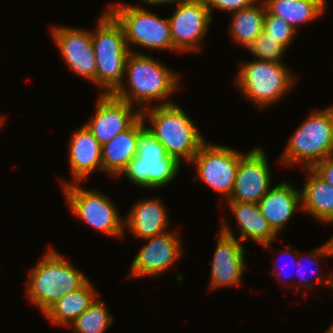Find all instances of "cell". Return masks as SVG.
I'll list each match as a JSON object with an SVG mask.
<instances>
[{"label": "cell", "instance_id": "6da1fadb", "mask_svg": "<svg viewBox=\"0 0 333 333\" xmlns=\"http://www.w3.org/2000/svg\"><path fill=\"white\" fill-rule=\"evenodd\" d=\"M124 75H127L129 87L121 84L112 94L131 105H138L140 111L152 106L154 101L160 100L158 105L175 103L170 97L179 88L178 75L149 54L130 52Z\"/></svg>", "mask_w": 333, "mask_h": 333}, {"label": "cell", "instance_id": "7a4b0ae2", "mask_svg": "<svg viewBox=\"0 0 333 333\" xmlns=\"http://www.w3.org/2000/svg\"><path fill=\"white\" fill-rule=\"evenodd\" d=\"M141 118L151 127L146 130L164 147L167 155L175 157L180 163L188 164L206 142L192 121L179 104L152 105L141 110ZM183 158V159H182Z\"/></svg>", "mask_w": 333, "mask_h": 333}, {"label": "cell", "instance_id": "3957f363", "mask_svg": "<svg viewBox=\"0 0 333 333\" xmlns=\"http://www.w3.org/2000/svg\"><path fill=\"white\" fill-rule=\"evenodd\" d=\"M88 281L80 269L51 247L30 270L26 295L44 314L63 295L80 289Z\"/></svg>", "mask_w": 333, "mask_h": 333}, {"label": "cell", "instance_id": "277c9868", "mask_svg": "<svg viewBox=\"0 0 333 333\" xmlns=\"http://www.w3.org/2000/svg\"><path fill=\"white\" fill-rule=\"evenodd\" d=\"M97 29L92 32V47L96 60L95 85L102 93H113L123 84L125 63L132 48H128L122 26L107 11L98 18Z\"/></svg>", "mask_w": 333, "mask_h": 333}, {"label": "cell", "instance_id": "5b68a950", "mask_svg": "<svg viewBox=\"0 0 333 333\" xmlns=\"http://www.w3.org/2000/svg\"><path fill=\"white\" fill-rule=\"evenodd\" d=\"M333 156V105L315 110L290 136L280 161L282 165L312 168Z\"/></svg>", "mask_w": 333, "mask_h": 333}, {"label": "cell", "instance_id": "8992f818", "mask_svg": "<svg viewBox=\"0 0 333 333\" xmlns=\"http://www.w3.org/2000/svg\"><path fill=\"white\" fill-rule=\"evenodd\" d=\"M284 63L252 60L240 63L235 84L245 99L260 109L276 103L290 92L298 79Z\"/></svg>", "mask_w": 333, "mask_h": 333}, {"label": "cell", "instance_id": "52a82bcc", "mask_svg": "<svg viewBox=\"0 0 333 333\" xmlns=\"http://www.w3.org/2000/svg\"><path fill=\"white\" fill-rule=\"evenodd\" d=\"M181 163L167 155L162 144L146 129L139 135L136 157L122 173L130 182L145 189H158L171 183Z\"/></svg>", "mask_w": 333, "mask_h": 333}, {"label": "cell", "instance_id": "ba28073f", "mask_svg": "<svg viewBox=\"0 0 333 333\" xmlns=\"http://www.w3.org/2000/svg\"><path fill=\"white\" fill-rule=\"evenodd\" d=\"M108 8L107 11L122 26L128 48L133 44L147 49L174 51L168 18L159 17L139 5L115 3Z\"/></svg>", "mask_w": 333, "mask_h": 333}, {"label": "cell", "instance_id": "9c48e42d", "mask_svg": "<svg viewBox=\"0 0 333 333\" xmlns=\"http://www.w3.org/2000/svg\"><path fill=\"white\" fill-rule=\"evenodd\" d=\"M60 183L68 207L76 218L112 238H123L124 221L115 204L105 194L83 188L79 183L64 180Z\"/></svg>", "mask_w": 333, "mask_h": 333}, {"label": "cell", "instance_id": "30bf717a", "mask_svg": "<svg viewBox=\"0 0 333 333\" xmlns=\"http://www.w3.org/2000/svg\"><path fill=\"white\" fill-rule=\"evenodd\" d=\"M244 153L228 146L205 142L190 162L197 166L195 181H203L211 189L230 199L239 161Z\"/></svg>", "mask_w": 333, "mask_h": 333}, {"label": "cell", "instance_id": "8fae6325", "mask_svg": "<svg viewBox=\"0 0 333 333\" xmlns=\"http://www.w3.org/2000/svg\"><path fill=\"white\" fill-rule=\"evenodd\" d=\"M169 17L174 50L198 52L213 18L205 0H185Z\"/></svg>", "mask_w": 333, "mask_h": 333}, {"label": "cell", "instance_id": "7c38bea8", "mask_svg": "<svg viewBox=\"0 0 333 333\" xmlns=\"http://www.w3.org/2000/svg\"><path fill=\"white\" fill-rule=\"evenodd\" d=\"M233 232L228 224L222 221L213 260L209 261L212 265L209 290L241 284L244 268L247 266L244 258L247 252Z\"/></svg>", "mask_w": 333, "mask_h": 333}, {"label": "cell", "instance_id": "4fadbf2b", "mask_svg": "<svg viewBox=\"0 0 333 333\" xmlns=\"http://www.w3.org/2000/svg\"><path fill=\"white\" fill-rule=\"evenodd\" d=\"M267 154L255 147L241 156L232 195L227 202L258 204L271 188Z\"/></svg>", "mask_w": 333, "mask_h": 333}, {"label": "cell", "instance_id": "5bb4252c", "mask_svg": "<svg viewBox=\"0 0 333 333\" xmlns=\"http://www.w3.org/2000/svg\"><path fill=\"white\" fill-rule=\"evenodd\" d=\"M148 243L140 248L129 270L131 277H158L173 266L183 255L180 237L168 230L147 238Z\"/></svg>", "mask_w": 333, "mask_h": 333}, {"label": "cell", "instance_id": "9a60e30c", "mask_svg": "<svg viewBox=\"0 0 333 333\" xmlns=\"http://www.w3.org/2000/svg\"><path fill=\"white\" fill-rule=\"evenodd\" d=\"M50 32L67 66L77 76L95 85L96 60L91 31L58 25L53 26Z\"/></svg>", "mask_w": 333, "mask_h": 333}, {"label": "cell", "instance_id": "2e32d148", "mask_svg": "<svg viewBox=\"0 0 333 333\" xmlns=\"http://www.w3.org/2000/svg\"><path fill=\"white\" fill-rule=\"evenodd\" d=\"M98 98L94 116L84 125L103 146L127 130L141 116V111L137 107L133 110V105L112 93H101Z\"/></svg>", "mask_w": 333, "mask_h": 333}, {"label": "cell", "instance_id": "e0dca14e", "mask_svg": "<svg viewBox=\"0 0 333 333\" xmlns=\"http://www.w3.org/2000/svg\"><path fill=\"white\" fill-rule=\"evenodd\" d=\"M258 205L273 231L279 234L296 210L301 209V193L290 182L283 181L270 188Z\"/></svg>", "mask_w": 333, "mask_h": 333}, {"label": "cell", "instance_id": "ac0fdd59", "mask_svg": "<svg viewBox=\"0 0 333 333\" xmlns=\"http://www.w3.org/2000/svg\"><path fill=\"white\" fill-rule=\"evenodd\" d=\"M141 116L125 131L102 146V172L119 177L136 157L139 135L146 129Z\"/></svg>", "mask_w": 333, "mask_h": 333}, {"label": "cell", "instance_id": "d6986e66", "mask_svg": "<svg viewBox=\"0 0 333 333\" xmlns=\"http://www.w3.org/2000/svg\"><path fill=\"white\" fill-rule=\"evenodd\" d=\"M69 166L74 183H80L92 172H102V145L83 125L69 139Z\"/></svg>", "mask_w": 333, "mask_h": 333}, {"label": "cell", "instance_id": "ffe728a7", "mask_svg": "<svg viewBox=\"0 0 333 333\" xmlns=\"http://www.w3.org/2000/svg\"><path fill=\"white\" fill-rule=\"evenodd\" d=\"M169 216L159 196L135 202L124 220V228L134 236L147 239L167 231Z\"/></svg>", "mask_w": 333, "mask_h": 333}, {"label": "cell", "instance_id": "44dd1931", "mask_svg": "<svg viewBox=\"0 0 333 333\" xmlns=\"http://www.w3.org/2000/svg\"><path fill=\"white\" fill-rule=\"evenodd\" d=\"M229 208L235 215L239 241L253 240L265 249H269L277 234L269 225L260 211L259 205L254 203L228 202Z\"/></svg>", "mask_w": 333, "mask_h": 333}, {"label": "cell", "instance_id": "7402d4cb", "mask_svg": "<svg viewBox=\"0 0 333 333\" xmlns=\"http://www.w3.org/2000/svg\"><path fill=\"white\" fill-rule=\"evenodd\" d=\"M304 170L308 174L300 191L301 210L327 224L333 221V186L320 178L311 168Z\"/></svg>", "mask_w": 333, "mask_h": 333}, {"label": "cell", "instance_id": "603a6c76", "mask_svg": "<svg viewBox=\"0 0 333 333\" xmlns=\"http://www.w3.org/2000/svg\"><path fill=\"white\" fill-rule=\"evenodd\" d=\"M97 298V292L90 281L83 287L63 295L43 315L52 324L69 326Z\"/></svg>", "mask_w": 333, "mask_h": 333}, {"label": "cell", "instance_id": "cb8c5ba5", "mask_svg": "<svg viewBox=\"0 0 333 333\" xmlns=\"http://www.w3.org/2000/svg\"><path fill=\"white\" fill-rule=\"evenodd\" d=\"M267 10L284 19L295 30L299 24L308 23L323 15L326 0H263Z\"/></svg>", "mask_w": 333, "mask_h": 333}, {"label": "cell", "instance_id": "d4e9b609", "mask_svg": "<svg viewBox=\"0 0 333 333\" xmlns=\"http://www.w3.org/2000/svg\"><path fill=\"white\" fill-rule=\"evenodd\" d=\"M266 9L264 1L258 0L248 7L231 13L229 34L237 44L248 48L252 41L263 31Z\"/></svg>", "mask_w": 333, "mask_h": 333}, {"label": "cell", "instance_id": "484cf974", "mask_svg": "<svg viewBox=\"0 0 333 333\" xmlns=\"http://www.w3.org/2000/svg\"><path fill=\"white\" fill-rule=\"evenodd\" d=\"M114 318L105 304L95 298L90 306L83 311L68 327L75 333H104Z\"/></svg>", "mask_w": 333, "mask_h": 333}, {"label": "cell", "instance_id": "4316f807", "mask_svg": "<svg viewBox=\"0 0 333 333\" xmlns=\"http://www.w3.org/2000/svg\"><path fill=\"white\" fill-rule=\"evenodd\" d=\"M250 51L258 60L283 63L280 59L287 49L270 35L262 31L248 46Z\"/></svg>", "mask_w": 333, "mask_h": 333}, {"label": "cell", "instance_id": "83f0119b", "mask_svg": "<svg viewBox=\"0 0 333 333\" xmlns=\"http://www.w3.org/2000/svg\"><path fill=\"white\" fill-rule=\"evenodd\" d=\"M263 31L273 39L279 40L286 49L291 45L296 33V30L284 19L271 14L267 9L263 21Z\"/></svg>", "mask_w": 333, "mask_h": 333}, {"label": "cell", "instance_id": "f1b7e54d", "mask_svg": "<svg viewBox=\"0 0 333 333\" xmlns=\"http://www.w3.org/2000/svg\"><path fill=\"white\" fill-rule=\"evenodd\" d=\"M303 255H305V256H307L308 257V260H309V262H313V263H316V264H318L319 263V261H320V259H322L323 257L325 258H327L328 256H327V254H326V251H325V248H324V246H323V244L319 247V248H316L315 250H312V252H310L309 254H307V253H305V254H303ZM301 257H299V261L300 260H303V258H302V255H300ZM308 260H305V261H308ZM296 261V269L297 270H300L299 271V273L298 274H300V276H301V284H300V282H298V284H296L295 286H296V289H301L302 287L304 288V289H306V290H310L311 288H312V282L310 283V281H308V279L310 278V279H312L313 281H314V279L316 280V282L320 285V284H322L323 283V281L325 282V285H326V283H327V285L329 286V287H331L332 288V274L333 273H329L328 274V278L326 277L325 279L323 278V276L322 275H318V274H315V275H313V276H307L306 275V269L304 268V267H306V264L304 265L303 263H301V262H303V261ZM299 262V263H298ZM303 264V265H302ZM310 265V264H309ZM308 265V266H309ZM304 268V269H303ZM302 269V270H301ZM310 269H311V273H312V270H313V267H311L310 266ZM305 270V271H304ZM303 271H304V273H303ZM317 275V276H316ZM308 277V278H307ZM323 279V280H322ZM326 280V281H325ZM305 282V283H304Z\"/></svg>", "mask_w": 333, "mask_h": 333}, {"label": "cell", "instance_id": "f546056e", "mask_svg": "<svg viewBox=\"0 0 333 333\" xmlns=\"http://www.w3.org/2000/svg\"><path fill=\"white\" fill-rule=\"evenodd\" d=\"M210 14L213 18V10L218 9L221 11H227L230 13L241 10L242 8L248 7L258 0H205Z\"/></svg>", "mask_w": 333, "mask_h": 333}, {"label": "cell", "instance_id": "4dcf8cb0", "mask_svg": "<svg viewBox=\"0 0 333 333\" xmlns=\"http://www.w3.org/2000/svg\"><path fill=\"white\" fill-rule=\"evenodd\" d=\"M311 169L320 178L333 186V156L316 163Z\"/></svg>", "mask_w": 333, "mask_h": 333}, {"label": "cell", "instance_id": "1f68e13d", "mask_svg": "<svg viewBox=\"0 0 333 333\" xmlns=\"http://www.w3.org/2000/svg\"><path fill=\"white\" fill-rule=\"evenodd\" d=\"M143 3L142 4H146V5H156V6H159V5H171V4H174V5H178L179 3L185 1V0H141Z\"/></svg>", "mask_w": 333, "mask_h": 333}, {"label": "cell", "instance_id": "d6a6232c", "mask_svg": "<svg viewBox=\"0 0 333 333\" xmlns=\"http://www.w3.org/2000/svg\"><path fill=\"white\" fill-rule=\"evenodd\" d=\"M329 224H333V221L331 222H327ZM326 254L328 257H333V236H331V238L323 244Z\"/></svg>", "mask_w": 333, "mask_h": 333}, {"label": "cell", "instance_id": "836d02e7", "mask_svg": "<svg viewBox=\"0 0 333 333\" xmlns=\"http://www.w3.org/2000/svg\"><path fill=\"white\" fill-rule=\"evenodd\" d=\"M286 247H288V248L285 249L284 252L281 251L282 254H285V255L287 254V256H289L290 258L292 257L293 261H294V260L296 261V260L298 259L297 254L295 255V258H294V256H291L292 253H293V255H294V252H291V251H290V248H291V247L288 246V245H286ZM286 250H287V252H286ZM282 254H281V255H282ZM288 263H289V262H288ZM290 263H291V262H290ZM291 264H292V263H291ZM294 264H295L294 266H296V262H295ZM280 266H281V265H280ZM283 271H284V270H283ZM282 274H283V273H281V275H280V276H281V277H280L281 279H283V275H282ZM284 275H286V274H284ZM287 277H288V278H289V277L291 278V276H285V278H287Z\"/></svg>", "mask_w": 333, "mask_h": 333}, {"label": "cell", "instance_id": "e575fe53", "mask_svg": "<svg viewBox=\"0 0 333 333\" xmlns=\"http://www.w3.org/2000/svg\"><path fill=\"white\" fill-rule=\"evenodd\" d=\"M4 118H5L4 116L0 115V127H2L5 122Z\"/></svg>", "mask_w": 333, "mask_h": 333}, {"label": "cell", "instance_id": "d590c367", "mask_svg": "<svg viewBox=\"0 0 333 333\" xmlns=\"http://www.w3.org/2000/svg\"><path fill=\"white\" fill-rule=\"evenodd\" d=\"M326 333H333V323L331 324V326H329V329L326 330Z\"/></svg>", "mask_w": 333, "mask_h": 333}]
</instances>
